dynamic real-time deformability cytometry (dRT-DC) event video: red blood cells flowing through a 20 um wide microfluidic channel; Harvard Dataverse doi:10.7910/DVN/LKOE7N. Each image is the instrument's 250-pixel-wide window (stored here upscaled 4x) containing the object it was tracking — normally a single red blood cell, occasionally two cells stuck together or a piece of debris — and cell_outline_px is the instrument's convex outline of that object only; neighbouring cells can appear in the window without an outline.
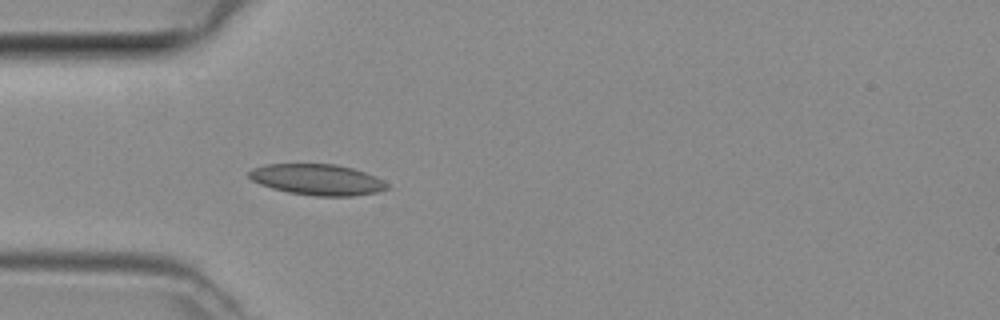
{"species": "common noctule bat (a hibernating species)", "species_latin": "Nyctalus noctula", "temperature_condition": "room temperature", "stored_images_in_passage": 4, "camera_frame_rate_fps": 3000, "um_per_image_px": 0.085, "animal": {"sex": "female", "body_mass_g": 29.2, "forearm_length_mm": 56.3}, "frame": {"image": 1, "passage_image": 4, "time_ms": 1.0, "image_size_px": [1000, 320], "cell_outline_px": [[388, 188], [376, 192], [352, 196], [316, 196], [288, 192], [272, 188], [260, 184], [252, 180], [248, 176], [248, 172], [252, 168], [264, 164], [336, 164], [352, 168], [376, 176], [388, 184]], "centroid_in_image_um": [26.95, 15.26], "position_along_channel_um": 58.1, "area_um2": 24.85}}